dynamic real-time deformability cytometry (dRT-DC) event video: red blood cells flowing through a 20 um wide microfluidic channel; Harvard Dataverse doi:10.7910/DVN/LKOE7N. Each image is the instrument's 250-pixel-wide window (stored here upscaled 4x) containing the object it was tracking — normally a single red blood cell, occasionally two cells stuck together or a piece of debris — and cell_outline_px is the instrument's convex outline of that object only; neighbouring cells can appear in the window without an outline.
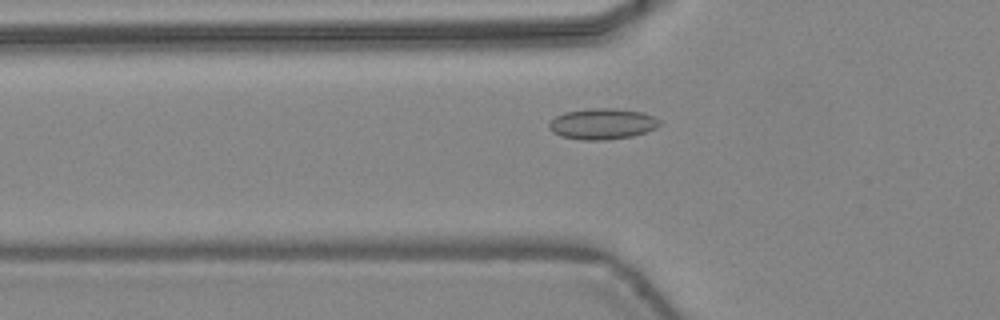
{"species": "common noctule bat (a hibernating species)", "species_latin": "Nyctalus noctula", "temperature_condition": "warm", "stored_images_in_passage": 31, "camera_frame_rate_fps": 3000, "um_per_image_px": 0.085, "animal": {"sex": "female", "body_mass_g": 24.6, "forearm_length_mm": 56.2}, "frame": {"image": 1, "passage_image": 7, "time_ms": 2.0, "image_size_px": [1000, 320], "cell_outline_px": [[660, 124], [656, 128], [632, 136], [608, 140], [580, 140], [560, 136], [552, 132], [548, 128], [548, 124], [556, 116], [564, 112], [588, 108], [616, 108], [644, 112], [660, 120]], "centroid_in_image_um": [51.18, 10.52], "position_along_channel_um": 74.6, "area_um2": 20.11}}
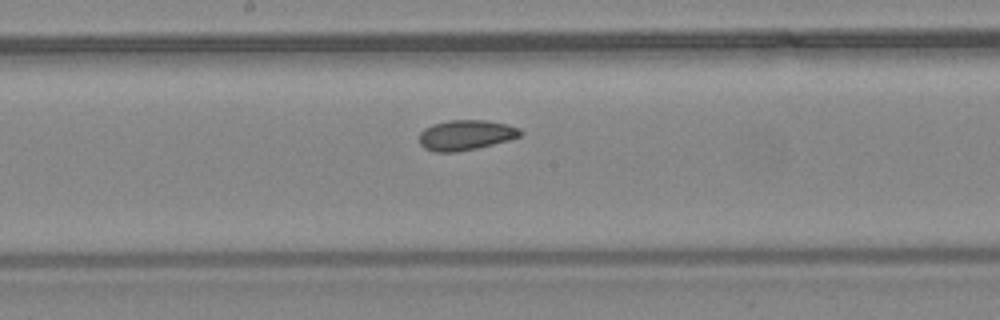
{"frame": {"image": 2, "passage_image": 16, "time_ms": 5.0, "image_size_px": [1000, 320], "cell_outline_px": [[524, 132], [520, 136], [508, 140], [476, 148], [456, 152], [432, 152], [424, 148], [420, 144], [420, 132], [424, 128], [432, 124], [448, 120], [488, 120], [508, 124], [520, 128]], "centroid_in_image_um": [39.59, 11.47], "position_along_channel_um": 208.6, "area_um2": 17.92}}
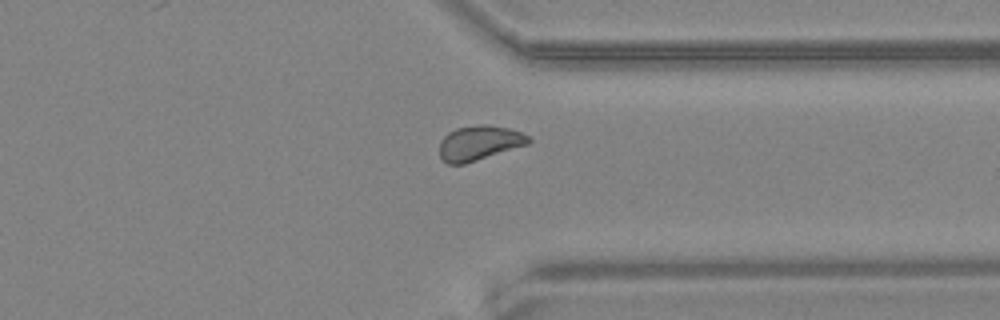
{"frame": {"image": 3, "passage_image": 27, "time_ms": 8.667, "image_size_px": [1000, 320], "cell_outline_px": [[532, 140], [528, 144], [464, 164], [448, 164], [440, 156], [440, 140], [448, 132], [456, 128], [480, 124], [488, 124], [508, 128], [520, 132], [528, 136]], "centroid_in_image_um": [40.72, 12.14], "position_along_channel_um": 370.7, "area_um2": 17.92}, "authors_computed_cell_mechanics": {"area_um2": 17.918, "velocity_mm_per_s": 4.4502, "shape_relaxation_time_tau1_ms": null, "shape_relaxation_time_tau2_ms": 3.9394, "deformation_change_tau1": null, "deformation_change_tau2": 0.0562}}